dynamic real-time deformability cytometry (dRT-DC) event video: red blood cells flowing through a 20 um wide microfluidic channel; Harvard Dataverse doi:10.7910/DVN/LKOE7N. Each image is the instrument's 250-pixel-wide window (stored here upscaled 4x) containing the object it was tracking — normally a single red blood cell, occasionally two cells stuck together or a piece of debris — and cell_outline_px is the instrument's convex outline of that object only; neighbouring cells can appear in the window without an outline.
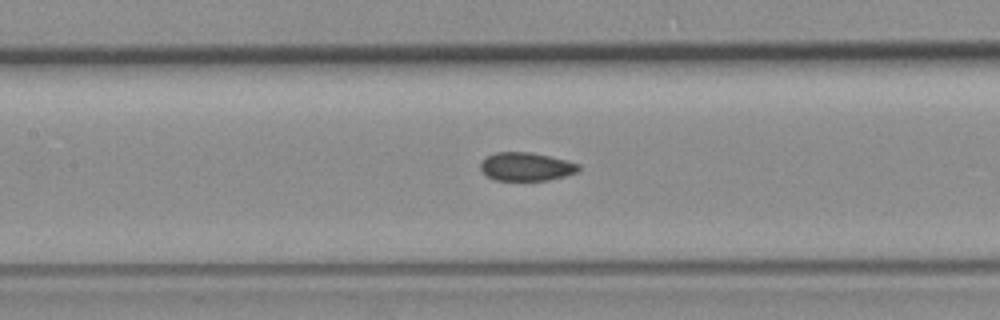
{"species": "common noctule bat (a hibernating species)", "species_latin": "Nyctalus noctula", "temperature_condition": "room temperature", "stored_images_in_passage": 31, "camera_frame_rate_fps": 3000, "um_per_image_px": 0.085, "animal": {"sex": "female", "body_mass_g": 19.3, "forearm_length_mm": 54.1}, "frame": {"image": 1, "passage_image": 22, "time_ms": 7.0, "image_size_px": [1000, 320], "cell_outline_px": [[580, 172], [548, 180], [496, 180], [488, 176], [480, 168], [480, 164], [488, 156], [496, 152], [532, 152], [580, 164]], "centroid_in_image_um": [44.76, 14.16], "position_along_channel_um": 162.6, "area_um2": 16.07}}